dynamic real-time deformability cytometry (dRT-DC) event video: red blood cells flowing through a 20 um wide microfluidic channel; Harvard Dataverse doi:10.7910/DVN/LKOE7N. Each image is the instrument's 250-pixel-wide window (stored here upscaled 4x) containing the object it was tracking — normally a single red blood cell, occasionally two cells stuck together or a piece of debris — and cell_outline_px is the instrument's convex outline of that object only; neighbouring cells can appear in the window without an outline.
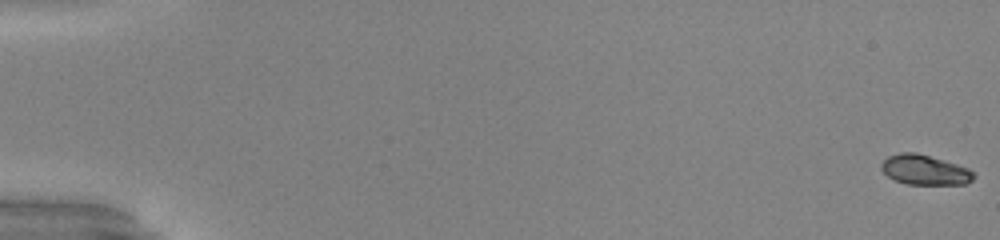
{"species": "common noctule bat (a hibernating species)", "species_latin": "Nyctalus noctula", "temperature_condition": "warm", "stored_images_in_passage": 53, "camera_frame_rate_fps": 3000, "um_per_image_px": 0.085, "animal": {"sex": "male", "body_mass_g": 20.0, "forearm_length_mm": 53.3}, "frame": {"image": 1, "passage_image": 1, "time_ms": 0.0, "image_size_px": [1000, 240], "cell_outline_px": [[976, 176], [972, 180], [964, 184], [908, 184], [896, 180], [888, 176], [880, 168], [880, 164], [888, 156], [900, 152], [916, 152], [956, 164], [968, 168]], "centroid_in_image_um": [78.58, 14.43], "position_along_channel_um": 6.4, "area_um2": 15.95}}
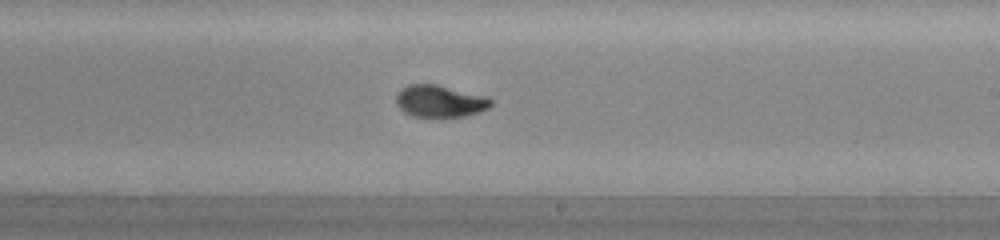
{"frame": {"image": 2, "passage_image": 33, "time_ms": 10.667, "image_size_px": [1000, 240], "cell_outline_px": [[492, 104], [488, 108], [480, 112], [464, 116], [444, 120], [440, 120], [412, 116], [404, 112], [396, 104], [396, 96], [400, 88], [408, 84], [436, 84], [488, 96], [492, 100]], "centroid_in_image_um": [37.39, 8.64], "position_along_channel_um": 251.6, "area_um2": 18.55}}
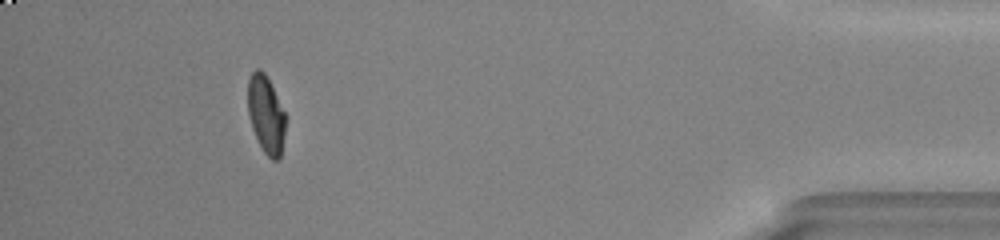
{"frame": {"image": 3, "passage_image": 49, "time_ms": 16.0, "image_size_px": [1000, 240], "cell_outline_px": [[288, 116], [280, 156], [276, 160], [272, 160], [264, 152], [252, 128], [248, 116], [248, 80], [252, 72], [256, 68], [260, 68], [264, 72]], "centroid_in_image_um": [22.63, 9.71], "position_along_channel_um": 412.6, "area_um2": 17.22}, "authors_computed_cell_mechanics": {"area_um2": 17.8024, "velocity_mm_per_s": 4.04, "shape_relaxation_time_tau1_ms": 3.3557, "shape_relaxation_time_tau2_ms": null, "deformation_change_tau1": 0.1849, "deformation_change_tau2": null}}